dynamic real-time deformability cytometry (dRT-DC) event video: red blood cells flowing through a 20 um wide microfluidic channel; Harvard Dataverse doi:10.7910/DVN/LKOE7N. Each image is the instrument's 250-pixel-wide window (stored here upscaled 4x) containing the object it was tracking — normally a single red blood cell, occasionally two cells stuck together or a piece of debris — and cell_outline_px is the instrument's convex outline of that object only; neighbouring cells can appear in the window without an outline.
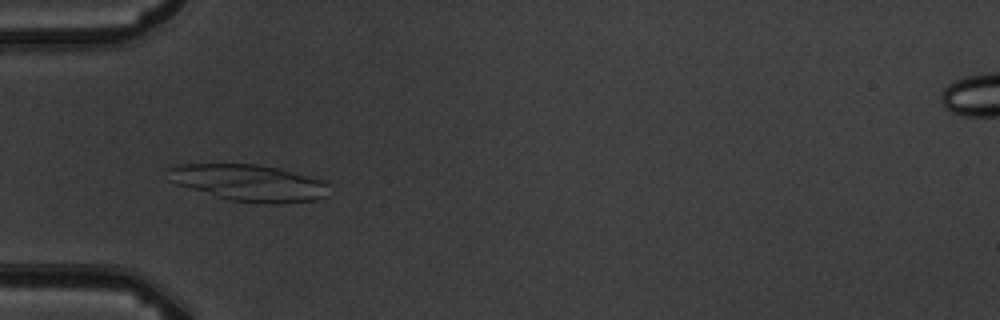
{"species": "common noctule bat (a hibernating species)", "species_latin": "Nyctalus noctula", "temperature_condition": "warm", "stored_images_in_passage": 7, "camera_frame_rate_fps": 3000, "um_per_image_px": 0.085, "animal": {"sex": "male", "body_mass_g": 19.5, "forearm_length_mm": 54.6}, "frame": {"image": 1, "passage_image": 6, "time_ms": 5.667, "image_size_px": [1000, 320], "cell_outline_px": [[328, 196], [316, 200], [276, 204], [268, 204], [232, 200], [216, 196], [176, 184], [168, 180], [168, 168], [180, 164], [256, 164], [276, 168], [308, 176], [320, 180], [328, 184]], "centroid_in_image_um": [21.15, 15.54], "position_along_channel_um": 63.8, "area_um2": 34.04}}